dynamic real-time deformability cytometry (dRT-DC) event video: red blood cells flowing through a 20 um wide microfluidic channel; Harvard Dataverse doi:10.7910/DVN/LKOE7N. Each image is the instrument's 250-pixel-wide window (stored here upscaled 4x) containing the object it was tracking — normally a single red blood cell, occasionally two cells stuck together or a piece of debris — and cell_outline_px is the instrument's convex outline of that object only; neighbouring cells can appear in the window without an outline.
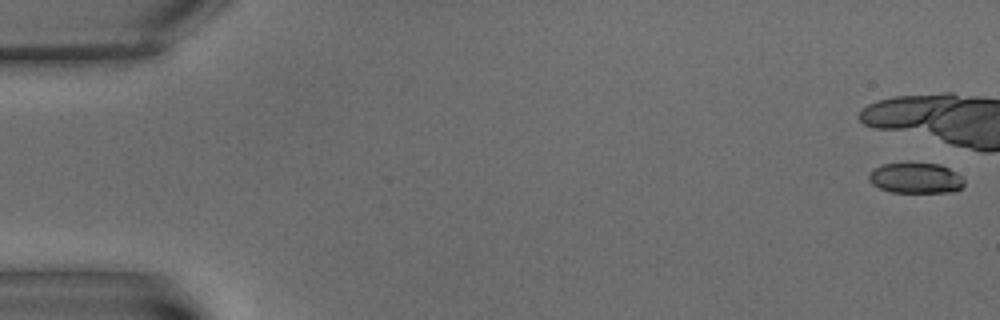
{"species": "common noctule bat (a hibernating species)", "species_latin": "Nyctalus noctula", "temperature_condition": "warm", "stored_images_in_passage": 7, "camera_frame_rate_fps": 3000, "um_per_image_px": 0.085, "animal": {"sex": "male", "body_mass_g": 15.6}, "frame": {"image": 1, "passage_image": 1, "time_ms": 0.0, "image_size_px": [1000, 320], "cell_outline_px": [[964, 184], [960, 188], [952, 192], [892, 192], [880, 188], [872, 184], [868, 180], [868, 176], [872, 168], [884, 164], [908, 160], [940, 164], [956, 172], [964, 180]], "centroid_in_image_um": [77.8, 15.09], "position_along_channel_um": 7.2, "area_um2": 17.57}}